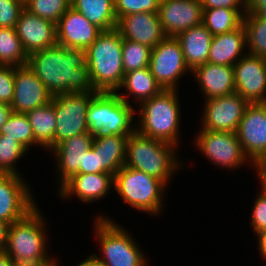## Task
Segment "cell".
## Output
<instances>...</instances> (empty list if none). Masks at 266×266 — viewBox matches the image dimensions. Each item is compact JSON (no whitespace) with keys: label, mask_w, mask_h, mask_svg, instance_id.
<instances>
[{"label":"cell","mask_w":266,"mask_h":266,"mask_svg":"<svg viewBox=\"0 0 266 266\" xmlns=\"http://www.w3.org/2000/svg\"><path fill=\"white\" fill-rule=\"evenodd\" d=\"M35 138V147H44L47 151L54 147V133L56 128L55 108L52 102L34 108L25 113Z\"/></svg>","instance_id":"28"},{"label":"cell","mask_w":266,"mask_h":266,"mask_svg":"<svg viewBox=\"0 0 266 266\" xmlns=\"http://www.w3.org/2000/svg\"><path fill=\"white\" fill-rule=\"evenodd\" d=\"M28 55L23 49L15 28L0 27V65H27Z\"/></svg>","instance_id":"31"},{"label":"cell","mask_w":266,"mask_h":266,"mask_svg":"<svg viewBox=\"0 0 266 266\" xmlns=\"http://www.w3.org/2000/svg\"><path fill=\"white\" fill-rule=\"evenodd\" d=\"M9 224L0 220V252L5 250Z\"/></svg>","instance_id":"46"},{"label":"cell","mask_w":266,"mask_h":266,"mask_svg":"<svg viewBox=\"0 0 266 266\" xmlns=\"http://www.w3.org/2000/svg\"><path fill=\"white\" fill-rule=\"evenodd\" d=\"M13 110L10 104L0 102V129L10 118Z\"/></svg>","instance_id":"44"},{"label":"cell","mask_w":266,"mask_h":266,"mask_svg":"<svg viewBox=\"0 0 266 266\" xmlns=\"http://www.w3.org/2000/svg\"><path fill=\"white\" fill-rule=\"evenodd\" d=\"M8 174L3 172V171H0V182L7 176Z\"/></svg>","instance_id":"52"},{"label":"cell","mask_w":266,"mask_h":266,"mask_svg":"<svg viewBox=\"0 0 266 266\" xmlns=\"http://www.w3.org/2000/svg\"><path fill=\"white\" fill-rule=\"evenodd\" d=\"M258 240V250L264 260H266V229L255 234Z\"/></svg>","instance_id":"45"},{"label":"cell","mask_w":266,"mask_h":266,"mask_svg":"<svg viewBox=\"0 0 266 266\" xmlns=\"http://www.w3.org/2000/svg\"><path fill=\"white\" fill-rule=\"evenodd\" d=\"M236 134L244 153L254 165L266 161V103L246 107Z\"/></svg>","instance_id":"13"},{"label":"cell","mask_w":266,"mask_h":266,"mask_svg":"<svg viewBox=\"0 0 266 266\" xmlns=\"http://www.w3.org/2000/svg\"><path fill=\"white\" fill-rule=\"evenodd\" d=\"M89 173H100L99 152H96L92 146L83 159V174Z\"/></svg>","instance_id":"42"},{"label":"cell","mask_w":266,"mask_h":266,"mask_svg":"<svg viewBox=\"0 0 266 266\" xmlns=\"http://www.w3.org/2000/svg\"><path fill=\"white\" fill-rule=\"evenodd\" d=\"M76 266H103L101 264H99L95 259H93V257L87 256L86 259L80 261V263Z\"/></svg>","instance_id":"48"},{"label":"cell","mask_w":266,"mask_h":266,"mask_svg":"<svg viewBox=\"0 0 266 266\" xmlns=\"http://www.w3.org/2000/svg\"><path fill=\"white\" fill-rule=\"evenodd\" d=\"M57 44L69 49H87L102 30L70 7L56 23Z\"/></svg>","instance_id":"18"},{"label":"cell","mask_w":266,"mask_h":266,"mask_svg":"<svg viewBox=\"0 0 266 266\" xmlns=\"http://www.w3.org/2000/svg\"><path fill=\"white\" fill-rule=\"evenodd\" d=\"M122 36L115 28L102 31L86 49L91 85L96 92H116L121 86L124 70Z\"/></svg>","instance_id":"5"},{"label":"cell","mask_w":266,"mask_h":266,"mask_svg":"<svg viewBox=\"0 0 266 266\" xmlns=\"http://www.w3.org/2000/svg\"><path fill=\"white\" fill-rule=\"evenodd\" d=\"M178 90L163 89L151 99L143 101L135 115H139L136 131L178 148L180 139L181 108Z\"/></svg>","instance_id":"4"},{"label":"cell","mask_w":266,"mask_h":266,"mask_svg":"<svg viewBox=\"0 0 266 266\" xmlns=\"http://www.w3.org/2000/svg\"><path fill=\"white\" fill-rule=\"evenodd\" d=\"M160 0H114L117 20L125 15L149 12L158 13Z\"/></svg>","instance_id":"37"},{"label":"cell","mask_w":266,"mask_h":266,"mask_svg":"<svg viewBox=\"0 0 266 266\" xmlns=\"http://www.w3.org/2000/svg\"><path fill=\"white\" fill-rule=\"evenodd\" d=\"M114 187V176L106 173L75 174L59 189V197H78L83 203H93L107 196Z\"/></svg>","instance_id":"22"},{"label":"cell","mask_w":266,"mask_h":266,"mask_svg":"<svg viewBox=\"0 0 266 266\" xmlns=\"http://www.w3.org/2000/svg\"><path fill=\"white\" fill-rule=\"evenodd\" d=\"M71 7L102 31L113 30L117 26L114 0H71Z\"/></svg>","instance_id":"29"},{"label":"cell","mask_w":266,"mask_h":266,"mask_svg":"<svg viewBox=\"0 0 266 266\" xmlns=\"http://www.w3.org/2000/svg\"><path fill=\"white\" fill-rule=\"evenodd\" d=\"M71 7V0H28L24 8L41 18L57 23Z\"/></svg>","instance_id":"36"},{"label":"cell","mask_w":266,"mask_h":266,"mask_svg":"<svg viewBox=\"0 0 266 266\" xmlns=\"http://www.w3.org/2000/svg\"><path fill=\"white\" fill-rule=\"evenodd\" d=\"M128 91L127 94H122L120 90ZM163 90L160 84L156 81L151 73L149 67L141 68L138 70L130 71L125 73L121 86L118 88L116 93L118 96L130 104L129 96L134 97V102L139 105L146 100L151 99Z\"/></svg>","instance_id":"27"},{"label":"cell","mask_w":266,"mask_h":266,"mask_svg":"<svg viewBox=\"0 0 266 266\" xmlns=\"http://www.w3.org/2000/svg\"><path fill=\"white\" fill-rule=\"evenodd\" d=\"M12 266H37V265H35V264L13 263Z\"/></svg>","instance_id":"51"},{"label":"cell","mask_w":266,"mask_h":266,"mask_svg":"<svg viewBox=\"0 0 266 266\" xmlns=\"http://www.w3.org/2000/svg\"><path fill=\"white\" fill-rule=\"evenodd\" d=\"M173 144L144 136L136 130L127 138L126 167L134 168L161 180L169 185L174 174L181 170V163ZM179 159V160H178Z\"/></svg>","instance_id":"3"},{"label":"cell","mask_w":266,"mask_h":266,"mask_svg":"<svg viewBox=\"0 0 266 266\" xmlns=\"http://www.w3.org/2000/svg\"><path fill=\"white\" fill-rule=\"evenodd\" d=\"M195 147H197L203 156L213 162L217 167L226 170H236L245 163L255 165L249 160L243 151L242 145L235 132H216L210 130L198 131L194 138Z\"/></svg>","instance_id":"10"},{"label":"cell","mask_w":266,"mask_h":266,"mask_svg":"<svg viewBox=\"0 0 266 266\" xmlns=\"http://www.w3.org/2000/svg\"><path fill=\"white\" fill-rule=\"evenodd\" d=\"M96 93L68 92L52 97L57 121L54 147L68 138L88 133L87 109Z\"/></svg>","instance_id":"9"},{"label":"cell","mask_w":266,"mask_h":266,"mask_svg":"<svg viewBox=\"0 0 266 266\" xmlns=\"http://www.w3.org/2000/svg\"><path fill=\"white\" fill-rule=\"evenodd\" d=\"M27 65L52 96L96 92L89 79L85 49H69L56 44L28 55Z\"/></svg>","instance_id":"1"},{"label":"cell","mask_w":266,"mask_h":266,"mask_svg":"<svg viewBox=\"0 0 266 266\" xmlns=\"http://www.w3.org/2000/svg\"><path fill=\"white\" fill-rule=\"evenodd\" d=\"M94 136L82 133L57 144L50 151L55 156L59 185L61 187L75 174H83V159L91 148ZM55 154V155H54Z\"/></svg>","instance_id":"20"},{"label":"cell","mask_w":266,"mask_h":266,"mask_svg":"<svg viewBox=\"0 0 266 266\" xmlns=\"http://www.w3.org/2000/svg\"><path fill=\"white\" fill-rule=\"evenodd\" d=\"M233 69L235 92L249 104L266 103V58L247 53Z\"/></svg>","instance_id":"14"},{"label":"cell","mask_w":266,"mask_h":266,"mask_svg":"<svg viewBox=\"0 0 266 266\" xmlns=\"http://www.w3.org/2000/svg\"><path fill=\"white\" fill-rule=\"evenodd\" d=\"M0 134L17 140L27 150L35 145L32 127L25 113L12 112L10 118L1 127Z\"/></svg>","instance_id":"33"},{"label":"cell","mask_w":266,"mask_h":266,"mask_svg":"<svg viewBox=\"0 0 266 266\" xmlns=\"http://www.w3.org/2000/svg\"><path fill=\"white\" fill-rule=\"evenodd\" d=\"M248 105L236 92L205 100L200 130L236 133Z\"/></svg>","instance_id":"12"},{"label":"cell","mask_w":266,"mask_h":266,"mask_svg":"<svg viewBox=\"0 0 266 266\" xmlns=\"http://www.w3.org/2000/svg\"><path fill=\"white\" fill-rule=\"evenodd\" d=\"M52 95L28 65L14 70V97L10 106L13 112L26 113L51 102Z\"/></svg>","instance_id":"16"},{"label":"cell","mask_w":266,"mask_h":266,"mask_svg":"<svg viewBox=\"0 0 266 266\" xmlns=\"http://www.w3.org/2000/svg\"><path fill=\"white\" fill-rule=\"evenodd\" d=\"M113 189L131 208L152 216L163 211L162 202L167 186L143 171L123 166L114 175Z\"/></svg>","instance_id":"8"},{"label":"cell","mask_w":266,"mask_h":266,"mask_svg":"<svg viewBox=\"0 0 266 266\" xmlns=\"http://www.w3.org/2000/svg\"><path fill=\"white\" fill-rule=\"evenodd\" d=\"M175 38L180 43L186 65L191 71L208 62L213 35L202 23L178 33Z\"/></svg>","instance_id":"25"},{"label":"cell","mask_w":266,"mask_h":266,"mask_svg":"<svg viewBox=\"0 0 266 266\" xmlns=\"http://www.w3.org/2000/svg\"><path fill=\"white\" fill-rule=\"evenodd\" d=\"M23 9L22 0H0V27L15 28Z\"/></svg>","instance_id":"38"},{"label":"cell","mask_w":266,"mask_h":266,"mask_svg":"<svg viewBox=\"0 0 266 266\" xmlns=\"http://www.w3.org/2000/svg\"><path fill=\"white\" fill-rule=\"evenodd\" d=\"M159 20L166 36L178 33L202 23L200 0H160Z\"/></svg>","instance_id":"17"},{"label":"cell","mask_w":266,"mask_h":266,"mask_svg":"<svg viewBox=\"0 0 266 266\" xmlns=\"http://www.w3.org/2000/svg\"><path fill=\"white\" fill-rule=\"evenodd\" d=\"M95 237L101 249V256L91 254L103 266H148L147 257L131 233L113 219L97 215L94 222ZM133 238V239H132ZM103 254V255H102ZM100 257V258H99Z\"/></svg>","instance_id":"6"},{"label":"cell","mask_w":266,"mask_h":266,"mask_svg":"<svg viewBox=\"0 0 266 266\" xmlns=\"http://www.w3.org/2000/svg\"><path fill=\"white\" fill-rule=\"evenodd\" d=\"M135 109L116 92H97L87 109L88 133L100 135H130L136 130Z\"/></svg>","instance_id":"7"},{"label":"cell","mask_w":266,"mask_h":266,"mask_svg":"<svg viewBox=\"0 0 266 266\" xmlns=\"http://www.w3.org/2000/svg\"><path fill=\"white\" fill-rule=\"evenodd\" d=\"M43 216L37 205L23 219L8 226L4 251L13 263L37 266H53L58 263L47 253L49 237L45 227L46 218Z\"/></svg>","instance_id":"2"},{"label":"cell","mask_w":266,"mask_h":266,"mask_svg":"<svg viewBox=\"0 0 266 266\" xmlns=\"http://www.w3.org/2000/svg\"><path fill=\"white\" fill-rule=\"evenodd\" d=\"M266 4V0H246V13H255L261 6Z\"/></svg>","instance_id":"47"},{"label":"cell","mask_w":266,"mask_h":266,"mask_svg":"<svg viewBox=\"0 0 266 266\" xmlns=\"http://www.w3.org/2000/svg\"><path fill=\"white\" fill-rule=\"evenodd\" d=\"M255 14H256L258 17H260V18L266 20V4L263 5V6H261V7L255 12Z\"/></svg>","instance_id":"50"},{"label":"cell","mask_w":266,"mask_h":266,"mask_svg":"<svg viewBox=\"0 0 266 266\" xmlns=\"http://www.w3.org/2000/svg\"><path fill=\"white\" fill-rule=\"evenodd\" d=\"M13 262L5 251L0 252V266H12Z\"/></svg>","instance_id":"49"},{"label":"cell","mask_w":266,"mask_h":266,"mask_svg":"<svg viewBox=\"0 0 266 266\" xmlns=\"http://www.w3.org/2000/svg\"><path fill=\"white\" fill-rule=\"evenodd\" d=\"M246 42L250 55L266 58V20L255 13H246L243 17Z\"/></svg>","instance_id":"32"},{"label":"cell","mask_w":266,"mask_h":266,"mask_svg":"<svg viewBox=\"0 0 266 266\" xmlns=\"http://www.w3.org/2000/svg\"><path fill=\"white\" fill-rule=\"evenodd\" d=\"M28 150L17 140L10 137H3L0 134V171L8 175L21 176L17 171L16 162L24 157Z\"/></svg>","instance_id":"35"},{"label":"cell","mask_w":266,"mask_h":266,"mask_svg":"<svg viewBox=\"0 0 266 266\" xmlns=\"http://www.w3.org/2000/svg\"><path fill=\"white\" fill-rule=\"evenodd\" d=\"M149 68L163 89L178 90L180 77L191 72L179 41L172 36H166L151 50Z\"/></svg>","instance_id":"11"},{"label":"cell","mask_w":266,"mask_h":266,"mask_svg":"<svg viewBox=\"0 0 266 266\" xmlns=\"http://www.w3.org/2000/svg\"><path fill=\"white\" fill-rule=\"evenodd\" d=\"M22 176L7 175L0 182V220L8 223L23 219L37 203Z\"/></svg>","instance_id":"15"},{"label":"cell","mask_w":266,"mask_h":266,"mask_svg":"<svg viewBox=\"0 0 266 266\" xmlns=\"http://www.w3.org/2000/svg\"><path fill=\"white\" fill-rule=\"evenodd\" d=\"M15 66L0 65V102L11 104L14 97Z\"/></svg>","instance_id":"40"},{"label":"cell","mask_w":266,"mask_h":266,"mask_svg":"<svg viewBox=\"0 0 266 266\" xmlns=\"http://www.w3.org/2000/svg\"><path fill=\"white\" fill-rule=\"evenodd\" d=\"M15 29L27 55L57 44L56 23L25 8L19 15Z\"/></svg>","instance_id":"19"},{"label":"cell","mask_w":266,"mask_h":266,"mask_svg":"<svg viewBox=\"0 0 266 266\" xmlns=\"http://www.w3.org/2000/svg\"><path fill=\"white\" fill-rule=\"evenodd\" d=\"M257 194L251 212V222L255 234L266 229V192L262 189Z\"/></svg>","instance_id":"39"},{"label":"cell","mask_w":266,"mask_h":266,"mask_svg":"<svg viewBox=\"0 0 266 266\" xmlns=\"http://www.w3.org/2000/svg\"><path fill=\"white\" fill-rule=\"evenodd\" d=\"M246 31L239 28L224 34L215 35L209 51L208 62L218 65H235L245 54Z\"/></svg>","instance_id":"24"},{"label":"cell","mask_w":266,"mask_h":266,"mask_svg":"<svg viewBox=\"0 0 266 266\" xmlns=\"http://www.w3.org/2000/svg\"><path fill=\"white\" fill-rule=\"evenodd\" d=\"M191 73L196 78L205 100L235 92L233 66L207 62L194 68Z\"/></svg>","instance_id":"23"},{"label":"cell","mask_w":266,"mask_h":266,"mask_svg":"<svg viewBox=\"0 0 266 266\" xmlns=\"http://www.w3.org/2000/svg\"><path fill=\"white\" fill-rule=\"evenodd\" d=\"M151 48L138 42L122 40V62L124 74L149 67Z\"/></svg>","instance_id":"34"},{"label":"cell","mask_w":266,"mask_h":266,"mask_svg":"<svg viewBox=\"0 0 266 266\" xmlns=\"http://www.w3.org/2000/svg\"><path fill=\"white\" fill-rule=\"evenodd\" d=\"M116 29L123 39L138 42L151 49L166 37L158 13L141 12L122 16L117 20Z\"/></svg>","instance_id":"21"},{"label":"cell","mask_w":266,"mask_h":266,"mask_svg":"<svg viewBox=\"0 0 266 266\" xmlns=\"http://www.w3.org/2000/svg\"><path fill=\"white\" fill-rule=\"evenodd\" d=\"M258 173L257 176L260 179L261 189L266 192V161L257 163L254 168Z\"/></svg>","instance_id":"43"},{"label":"cell","mask_w":266,"mask_h":266,"mask_svg":"<svg viewBox=\"0 0 266 266\" xmlns=\"http://www.w3.org/2000/svg\"><path fill=\"white\" fill-rule=\"evenodd\" d=\"M247 9H202V24L213 35L231 32L243 24Z\"/></svg>","instance_id":"30"},{"label":"cell","mask_w":266,"mask_h":266,"mask_svg":"<svg viewBox=\"0 0 266 266\" xmlns=\"http://www.w3.org/2000/svg\"><path fill=\"white\" fill-rule=\"evenodd\" d=\"M129 135L94 136L92 147L99 152L100 173L115 175L124 165Z\"/></svg>","instance_id":"26"},{"label":"cell","mask_w":266,"mask_h":266,"mask_svg":"<svg viewBox=\"0 0 266 266\" xmlns=\"http://www.w3.org/2000/svg\"><path fill=\"white\" fill-rule=\"evenodd\" d=\"M200 1L202 9H212V8L247 9L246 0H200Z\"/></svg>","instance_id":"41"}]
</instances>
